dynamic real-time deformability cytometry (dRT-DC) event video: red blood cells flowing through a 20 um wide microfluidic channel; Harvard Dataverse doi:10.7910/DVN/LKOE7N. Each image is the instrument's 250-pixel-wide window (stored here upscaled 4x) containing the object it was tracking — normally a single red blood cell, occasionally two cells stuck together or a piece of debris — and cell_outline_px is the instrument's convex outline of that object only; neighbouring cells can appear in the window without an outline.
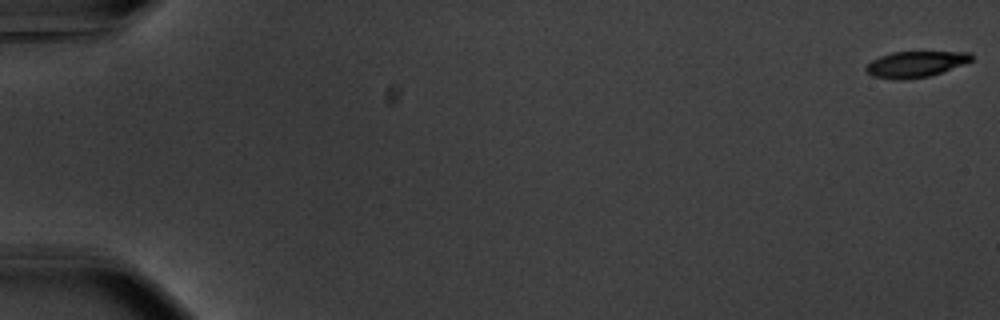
{"species": "common noctule bat (a hibernating species)", "species_latin": "Nyctalus noctula", "temperature_condition": "warm", "stored_images_in_passage": 56, "camera_frame_rate_fps": 3000, "um_per_image_px": 0.085, "animal": {"sex": "male", "body_mass_g": 20.1, "forearm_length_mm": 53.5}, "frame": {"image": 1, "passage_image": 1, "time_ms": 0.0, "image_size_px": [1000, 320], "cell_outline_px": [[972, 60], [964, 64], [928, 76], [904, 80], [896, 80], [872, 76], [864, 68], [872, 60], [880, 56], [892, 52], [972, 52]], "centroid_in_image_um": [77.8, 5.45], "position_along_channel_um": 7.2, "area_um2": 15.84}}
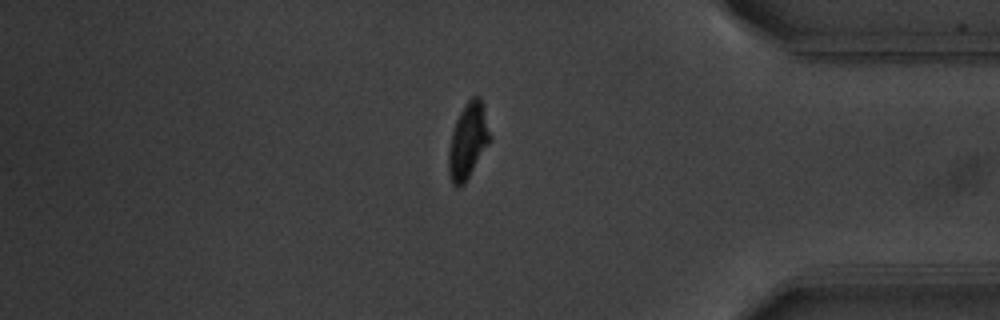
{"frame": {"image": 2, "passage_image": 48, "time_ms": 15.667, "image_size_px": [1000, 320], "cell_outline_px": [[492, 140], [464, 184], [452, 184], [448, 172], [448, 152], [452, 132], [456, 120], [464, 104], [472, 96], [480, 96], [484, 108], [492, 136]], "centroid_in_image_um": [39.8, 11.94], "position_along_channel_um": 395.4, "area_um2": 18.32}}
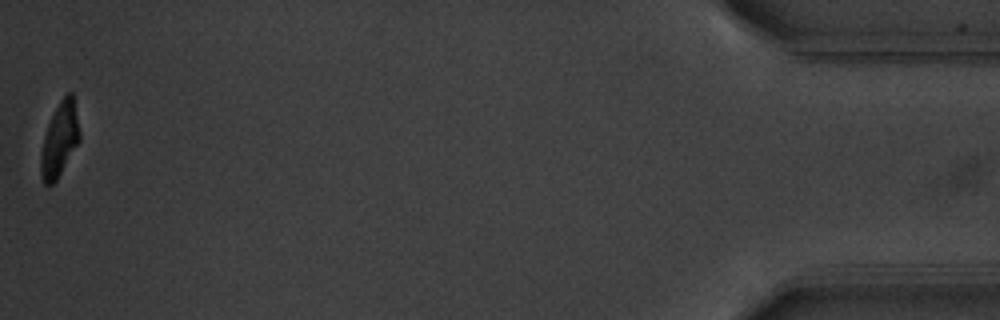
{"frame": {"image": 3, "passage_image": 56, "time_ms": 18.333, "image_size_px": [1000, 320], "cell_outline_px": [[80, 140], [56, 180], [52, 184], [44, 184], [40, 172], [40, 156], [44, 136], [48, 124], [60, 100], [68, 92], [72, 92], [80, 132]], "centroid_in_image_um": [5.06, 11.87], "position_along_channel_um": 430.1, "area_um2": 16.42}, "authors_computed_cell_mechanics": {"area_um2": 18.207, "velocity_mm_per_s": 3.717, "shape_relaxation_time_tau1_ms": 3.2833, "shape_relaxation_time_tau2_ms": 2.7074, "deformation_change_tau1": 0.1805, "deformation_change_tau2": 0.0734}}